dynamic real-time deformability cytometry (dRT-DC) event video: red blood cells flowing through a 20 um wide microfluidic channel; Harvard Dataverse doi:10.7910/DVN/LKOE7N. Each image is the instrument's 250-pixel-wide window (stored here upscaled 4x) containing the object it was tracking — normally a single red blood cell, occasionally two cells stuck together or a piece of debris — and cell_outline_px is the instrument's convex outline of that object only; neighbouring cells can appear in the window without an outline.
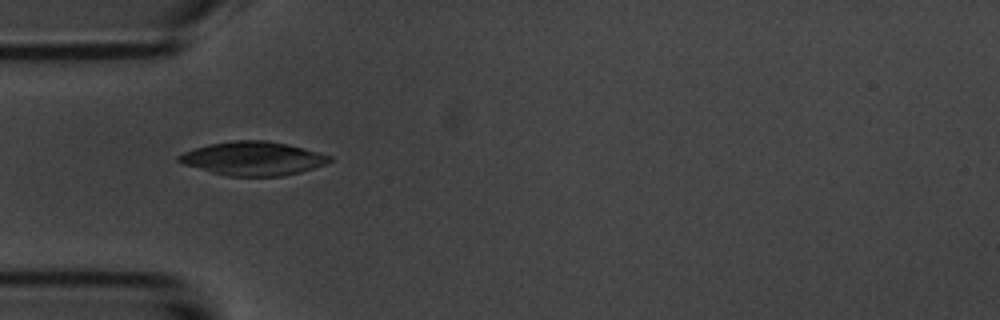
{"species": "common noctule bat (a hibernating species)", "species_latin": "Nyctalus noctula", "temperature_condition": "room temperature", "stored_images_in_passage": 5, "camera_frame_rate_fps": 3000, "um_per_image_px": 0.085, "animal": {"sex": "male", "body_mass_g": 20.1, "forearm_length_mm": 53.5}, "frame": {"image": 1, "passage_image": 4, "time_ms": 3.667, "image_size_px": [1000, 320], "cell_outline_px": [[332, 160], [324, 164], [300, 172], [284, 176], [228, 176], [180, 164], [176, 160], [176, 156], [184, 152], [208, 144], [232, 140], [268, 140], [304, 148], [320, 152], [332, 156]], "centroid_in_image_um": [21.48, 13.47], "position_along_channel_um": 63.5, "area_um2": 29.71}}